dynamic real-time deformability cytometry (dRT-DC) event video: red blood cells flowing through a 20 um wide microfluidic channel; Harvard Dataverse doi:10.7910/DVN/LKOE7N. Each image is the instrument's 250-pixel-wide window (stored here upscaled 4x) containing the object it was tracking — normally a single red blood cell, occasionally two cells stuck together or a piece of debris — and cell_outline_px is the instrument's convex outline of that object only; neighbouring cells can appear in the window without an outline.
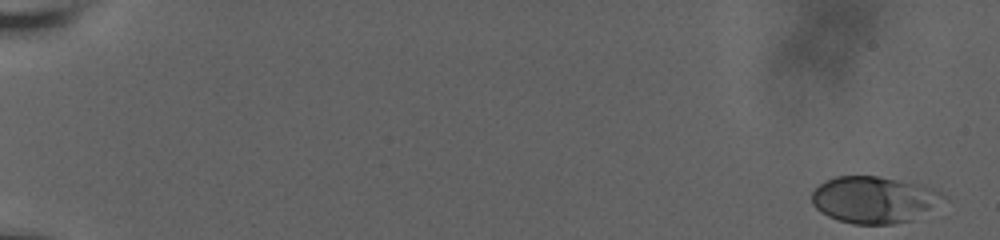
{"species": "human", "species_latin": "Homo sapiens", "temperature_condition": "room temperature", "stored_images_in_passage": 36, "camera_frame_rate_fps": 3000, "um_per_image_px": 0.085, "donor": {"sex": "male"}, "frame": {"image": 1, "passage_image": 1, "time_ms": 0.0, "image_size_px": [1000, 240], "cell_outline_px": [[948, 200], [912, 220], [892, 224], [852, 224], [828, 216], [820, 212], [812, 204], [812, 192], [824, 180], [836, 176], [876, 176], [920, 184], [940, 192], [948, 196]], "centroid_in_image_um": [74.31, 16.97], "position_along_channel_um": 10.7, "area_um2": 35.95}}
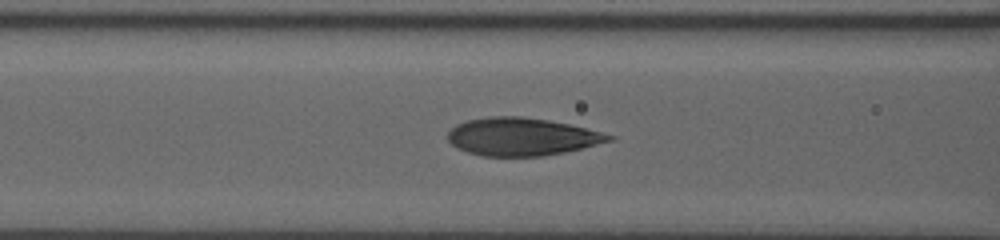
{"frame": {"image": 2, "passage_image": 21, "time_ms": 8.667, "image_size_px": [1000, 240], "cell_outline_px": [[616, 140], [564, 152], [544, 156], [484, 156], [468, 152], [456, 148], [448, 140], [448, 132], [456, 124], [468, 120], [488, 116], [520, 116], [548, 120], [568, 124], [616, 136]], "centroid_in_image_um": [44.35, 11.62], "position_along_channel_um": 122.3, "area_um2": 35.43}}
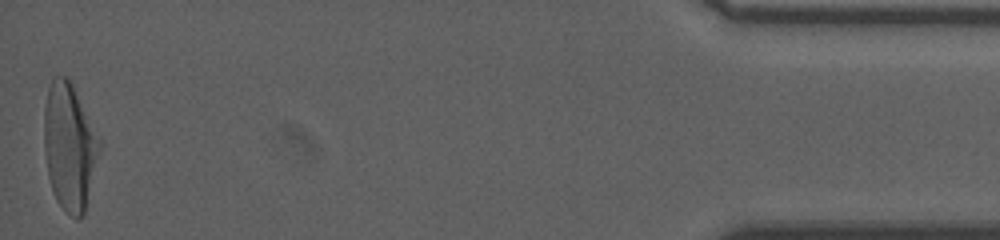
{"frame": {"image": 3, "passage_image": 36, "time_ms": 19.333, "image_size_px": [1000, 240], "cell_outline_px": [[100, 148], [84, 212], [76, 220], [64, 212], [56, 200], [48, 176], [44, 148], [44, 108], [48, 88], [52, 76], [68, 76], [100, 136]], "centroid_in_image_um": [5.89, 12.42], "position_along_channel_um": 429.3, "area_um2": 40.98}, "authors_computed_cell_mechanics": {"area_um2": 34.7956, "velocity_mm_per_s": 3.641, "shape_relaxation_time_tau1_ms": 4.1525, "shape_relaxation_time_tau2_ms": null, "deformation_change_tau1": 0.19, "deformation_change_tau2": null}}